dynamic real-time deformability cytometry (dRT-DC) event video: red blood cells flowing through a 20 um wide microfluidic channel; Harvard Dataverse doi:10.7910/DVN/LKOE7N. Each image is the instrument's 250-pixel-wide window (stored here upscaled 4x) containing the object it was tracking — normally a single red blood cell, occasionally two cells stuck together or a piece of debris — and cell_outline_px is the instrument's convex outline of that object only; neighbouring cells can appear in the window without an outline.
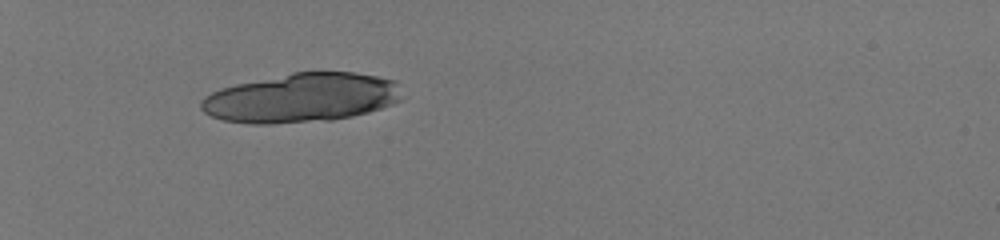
{"species": "human", "species_latin": "Homo sapiens", "temperature_condition": "room temperature", "stored_images_in_passage": 28, "camera_frame_rate_fps": 3000, "um_per_image_px": 0.085, "donor": {"sex": "male"}, "frame": {"image": 1, "passage_image": 1, "time_ms": 0.0, "image_size_px": [1000, 240], "cell_outline_px": [[400, 100], [392, 104], [368, 112], [352, 116], [332, 120], [272, 124], [248, 124], [224, 120], [212, 116], [204, 112], [200, 108], [200, 100], [204, 96], [220, 88], [236, 84], [292, 72], [352, 72], [376, 76], [396, 80]], "centroid_in_image_um": [25.57, 8.32], "position_along_channel_um": 59.4, "area_um2": 57.51}}